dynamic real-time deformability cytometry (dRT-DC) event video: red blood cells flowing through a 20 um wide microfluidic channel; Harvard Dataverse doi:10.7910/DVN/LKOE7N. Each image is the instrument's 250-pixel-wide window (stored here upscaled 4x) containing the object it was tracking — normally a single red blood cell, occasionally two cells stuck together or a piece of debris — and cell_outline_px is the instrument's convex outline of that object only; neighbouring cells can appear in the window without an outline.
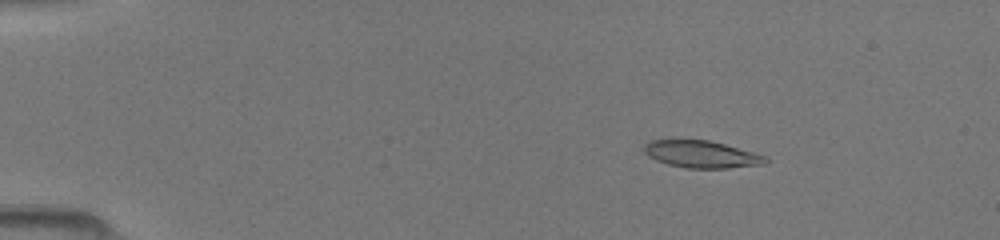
{"species": "common noctule bat (a hibernating species)", "species_latin": "Nyctalus noctula", "temperature_condition": "room temperature", "stored_images_in_passage": 49, "camera_frame_rate_fps": 3000, "um_per_image_px": 0.085, "animal": {"sex": "female", "body_mass_g": 19.5, "forearm_length_mm": 54.1}, "frame": {"image": 1, "passage_image": 8, "time_ms": 2.333, "image_size_px": [1000, 240], "cell_outline_px": [[768, 160], [764, 164], [728, 168], [688, 168], [668, 164], [656, 160], [648, 156], [644, 152], [644, 144], [648, 140], [708, 140], [724, 144], [768, 156]], "centroid_in_image_um": [59.62, 13.11], "position_along_channel_um": 25.4, "area_um2": 19.13}}
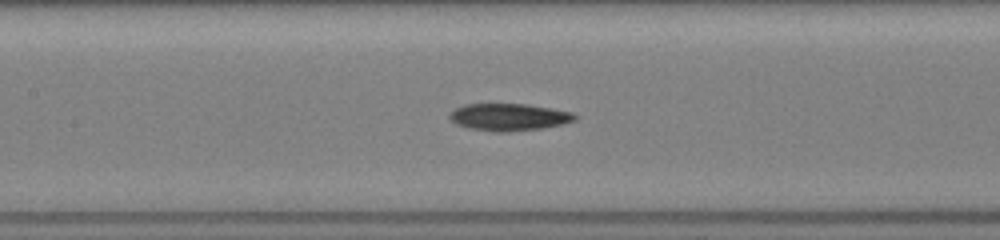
{"frame": {"image": 2, "passage_image": 24, "time_ms": 7.667, "image_size_px": [1000, 240], "cell_outline_px": [[576, 120], [564, 124], [540, 128], [508, 132], [492, 132], [468, 128], [456, 124], [448, 116], [456, 108], [464, 104], [528, 104], [552, 108], [572, 112], [576, 116]], "centroid_in_image_um": [43.26, 9.95], "position_along_channel_um": 164.1, "area_um2": 19.88}}
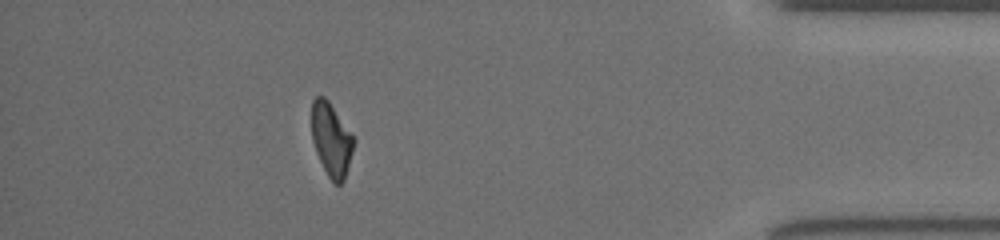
{"frame": {"image": 3, "passage_image": 44, "time_ms": 14.333, "image_size_px": [1000, 240], "cell_outline_px": [[356, 140], [344, 180], [340, 184], [332, 184], [316, 152], [312, 140], [312, 100], [316, 96], [324, 96], [328, 100]], "centroid_in_image_um": [28.16, 11.87], "position_along_channel_um": 407.0, "area_um2": 17.92}}